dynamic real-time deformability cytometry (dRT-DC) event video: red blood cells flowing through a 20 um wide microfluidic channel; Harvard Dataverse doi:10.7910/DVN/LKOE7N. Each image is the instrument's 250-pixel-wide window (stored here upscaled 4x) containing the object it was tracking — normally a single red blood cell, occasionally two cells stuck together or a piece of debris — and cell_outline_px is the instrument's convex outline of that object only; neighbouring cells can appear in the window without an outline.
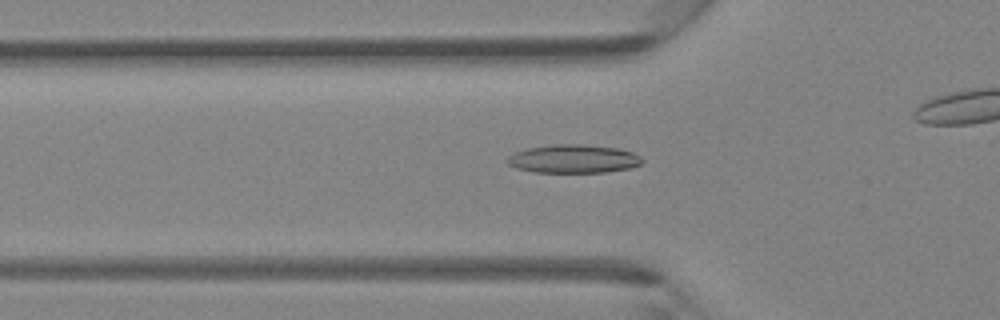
{"species": "Egyptian fruit bat (a non-hibernating species)", "species_latin": "Rousettus aegyptiacus", "temperature_condition": "room temperature", "stored_images_in_passage": 38, "camera_frame_rate_fps": 3000, "um_per_image_px": 0.085, "animal": {"sex": "female"}, "frame": {"image": 1, "passage_image": 16, "time_ms": 5.0, "image_size_px": [1000, 320], "cell_outline_px": [[644, 160], [640, 164], [632, 168], [604, 172], [532, 172], [516, 168], [508, 164], [508, 156], [516, 152], [528, 148], [556, 144], [584, 144], [620, 148], [632, 152], [640, 156]], "centroid_in_image_um": [48.78, 13.5], "position_along_channel_um": 77.0, "area_um2": 22.37}}
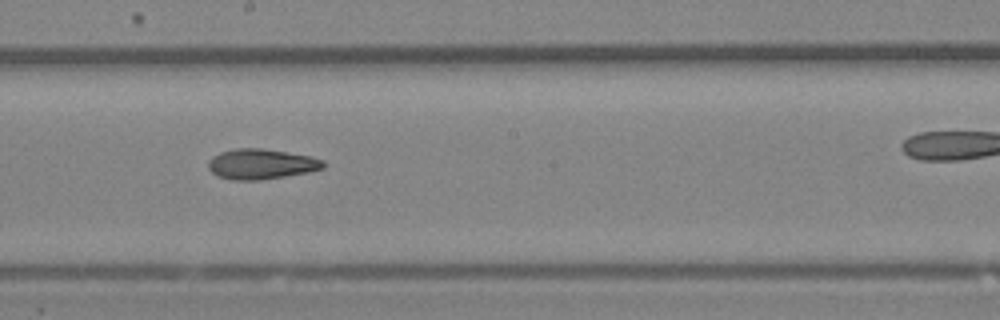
{"frame": {"image": 2, "passage_image": 26, "time_ms": 8.333, "image_size_px": [1000, 320], "cell_outline_px": [[324, 168], [308, 172], [260, 180], [232, 180], [216, 176], [208, 168], [208, 160], [212, 156], [220, 152], [236, 148], [264, 148], [312, 156], [324, 160]], "centroid_in_image_um": [22.18, 13.94], "position_along_channel_um": 226.0, "area_um2": 20.46}}
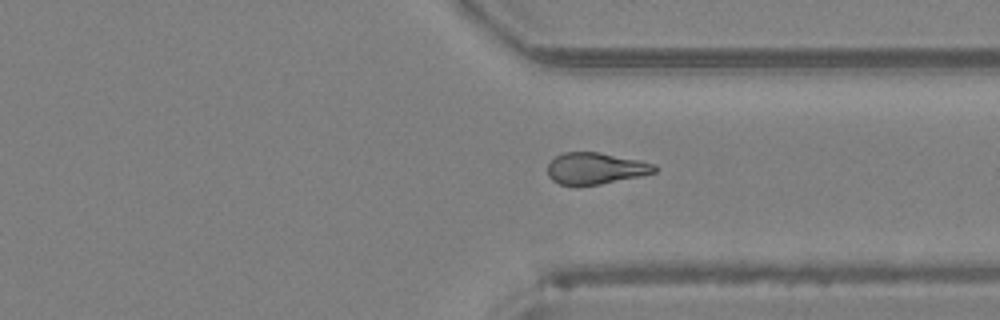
{"frame": {"image": 3, "passage_image": 35, "time_ms": 11.333, "image_size_px": [1000, 320], "cell_outline_px": [[656, 172], [640, 176], [600, 184], [560, 184], [552, 180], [548, 176], [548, 164], [556, 156], [564, 152], [600, 152], [640, 160], [656, 164]], "centroid_in_image_um": [50.64, 14.29], "position_along_channel_um": 360.8, "area_um2": 19.48}}